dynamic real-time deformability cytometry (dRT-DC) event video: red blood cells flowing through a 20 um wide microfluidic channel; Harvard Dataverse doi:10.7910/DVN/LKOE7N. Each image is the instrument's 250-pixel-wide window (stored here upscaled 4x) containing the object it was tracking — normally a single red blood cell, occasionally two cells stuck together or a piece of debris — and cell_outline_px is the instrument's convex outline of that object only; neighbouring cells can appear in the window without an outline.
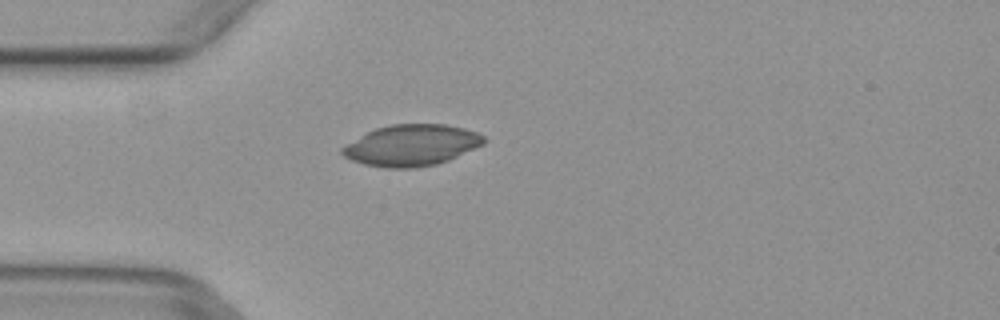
{"species": "common noctule bat (a hibernating species)", "species_latin": "Nyctalus noctula", "temperature_condition": "warm", "stored_images_in_passage": 4, "camera_frame_rate_fps": 3000, "um_per_image_px": 0.085, "animal": {"sex": "female", "body_mass_g": 29.2, "forearm_length_mm": 56.3}, "frame": {"image": 1, "passage_image": 4, "time_ms": 1.0, "image_size_px": [1000, 320], "cell_outline_px": [[488, 140], [484, 144], [448, 160], [436, 164], [416, 168], [384, 168], [364, 164], [352, 160], [344, 156], [340, 152], [340, 148], [360, 136], [376, 128], [392, 124], [448, 124], [464, 128], [476, 132], [484, 136]], "centroid_in_image_um": [34.99, 12.35], "position_along_channel_um": 50.0, "area_um2": 34.04}}